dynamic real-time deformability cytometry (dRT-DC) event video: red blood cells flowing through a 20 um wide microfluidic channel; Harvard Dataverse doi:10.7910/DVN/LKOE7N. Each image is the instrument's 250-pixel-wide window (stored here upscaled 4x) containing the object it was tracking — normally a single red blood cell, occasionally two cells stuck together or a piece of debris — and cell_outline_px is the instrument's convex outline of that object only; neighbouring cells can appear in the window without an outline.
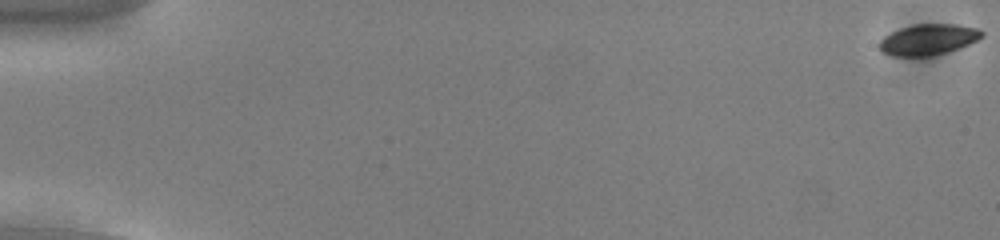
{"species": "common noctule bat (a hibernating species)", "species_latin": "Nyctalus noctula", "temperature_condition": "cold", "stored_images_in_passage": 18, "camera_frame_rate_fps": 3000, "um_per_image_px": 0.085, "animal": {"sex": "male", "body_mass_g": 13.0, "forearm_length_mm": 53.1}, "frame": {"image": 1, "passage_image": 1, "time_ms": 0.0, "image_size_px": [1000, 240], "cell_outline_px": [[984, 36], [968, 44], [932, 56], [892, 56], [884, 52], [880, 48], [880, 40], [884, 36], [900, 28], [916, 24], [956, 24], [980, 28], [984, 32]], "centroid_in_image_um": [78.92, 3.34], "position_along_channel_um": 6.1, "area_um2": 18.26}}